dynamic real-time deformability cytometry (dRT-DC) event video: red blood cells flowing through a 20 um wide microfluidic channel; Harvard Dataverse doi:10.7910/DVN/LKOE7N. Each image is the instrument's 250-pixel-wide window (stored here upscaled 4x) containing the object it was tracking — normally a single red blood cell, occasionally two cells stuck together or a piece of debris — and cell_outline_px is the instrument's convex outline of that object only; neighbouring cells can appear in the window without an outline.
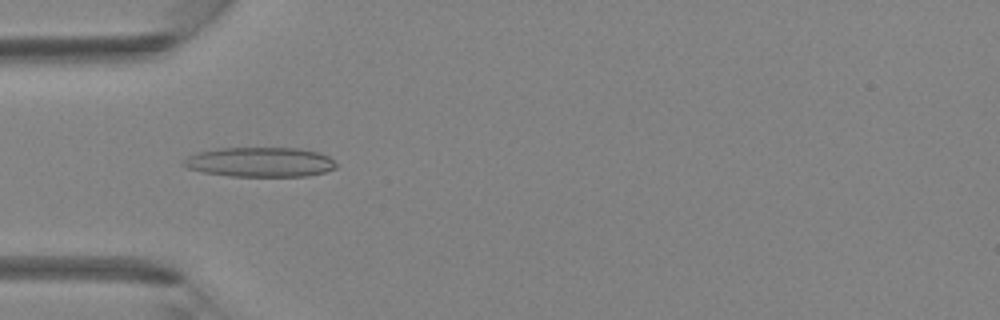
{"species": "Egyptian fruit bat (a non-hibernating species)", "species_latin": "Rousettus aegyptiacus", "temperature_condition": "room temperature", "stored_images_in_passage": 33, "camera_frame_rate_fps": 3000, "um_per_image_px": 0.085, "animal": {"sex": "female"}, "frame": {"image": 1, "passage_image": 3, "time_ms": 0.667, "image_size_px": [1000, 320], "cell_outline_px": [[336, 168], [324, 172], [308, 176], [228, 176], [204, 172], [188, 168], [180, 164], [188, 156], [196, 152], [220, 148], [300, 148], [320, 152], [328, 156], [336, 164]], "centroid_in_image_um": [22.1, 13.77], "position_along_channel_um": 62.9, "area_um2": 26.47}}
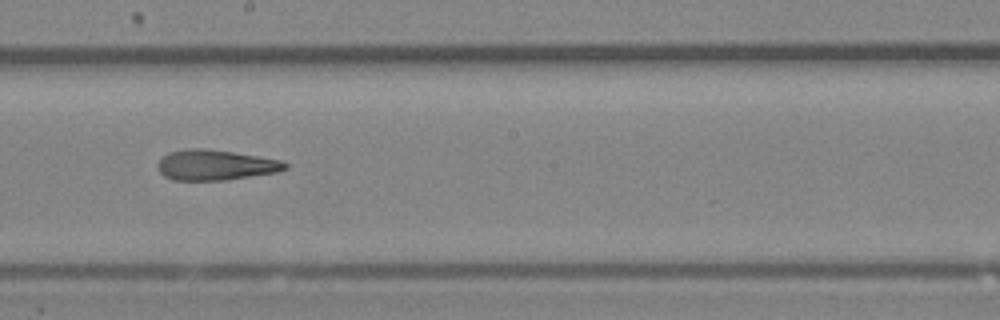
{"frame": {"image": 2, "passage_image": 14, "time_ms": 4.333, "image_size_px": [1000, 320], "cell_outline_px": [[288, 168], [276, 172], [224, 180], [172, 180], [164, 176], [160, 172], [156, 164], [168, 152], [188, 148], [204, 148], [232, 152], [284, 160], [288, 164]], "centroid_in_image_um": [18.31, 14.02], "position_along_channel_um": 229.9, "area_um2": 22.54}}
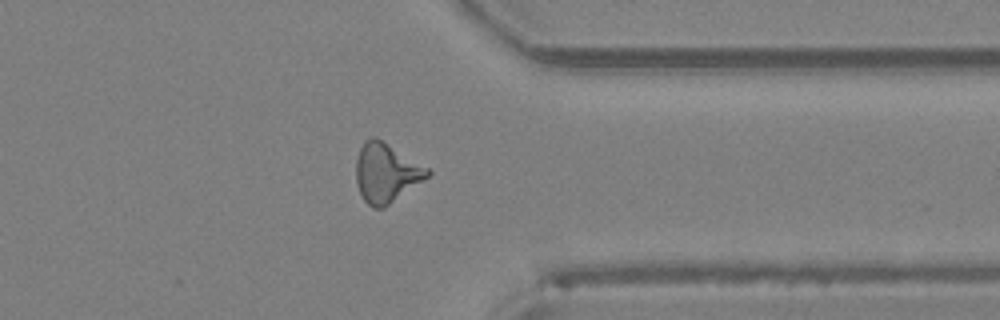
{"frame": {"image": 3, "passage_image": 24, "time_ms": 7.667, "image_size_px": [1000, 320], "cell_outline_px": [[432, 172], [428, 176], [384, 208], [372, 208], [364, 200], [360, 192], [356, 180], [356, 160], [360, 148], [364, 140], [372, 136], [376, 136], [428, 168]], "centroid_in_image_um": [32.8, 14.67], "position_along_channel_um": 378.6, "area_um2": 24.39}}